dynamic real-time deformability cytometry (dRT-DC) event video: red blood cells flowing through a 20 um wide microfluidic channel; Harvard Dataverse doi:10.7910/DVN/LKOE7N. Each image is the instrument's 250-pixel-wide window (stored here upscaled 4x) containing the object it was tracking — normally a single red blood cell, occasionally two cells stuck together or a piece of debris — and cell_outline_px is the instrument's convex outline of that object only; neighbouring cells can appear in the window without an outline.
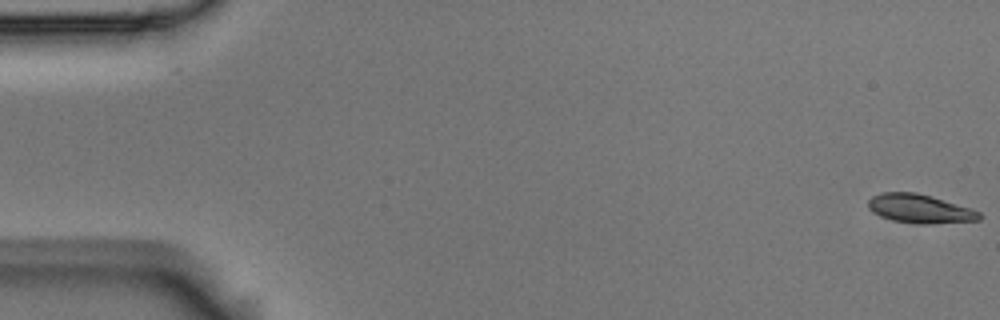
{"species": "Egyptian fruit bat (a non-hibernating species)", "species_latin": "Rousettus aegyptiacus", "temperature_condition": "room temperature", "stored_images_in_passage": 6, "camera_frame_rate_fps": 3000, "um_per_image_px": 0.085, "animal": {"sex": "male"}, "frame": {"image": 1, "passage_image": 1, "time_ms": 0.0, "image_size_px": [1000, 320], "cell_outline_px": [[984, 216], [980, 220], [932, 224], [920, 224], [892, 220], [880, 216], [872, 212], [868, 208], [868, 200], [872, 196], [880, 192], [916, 192], [932, 196], [972, 208], [980, 212]], "centroid_in_image_um": [78.21, 17.74], "position_along_channel_um": 6.8, "area_um2": 18.96}}
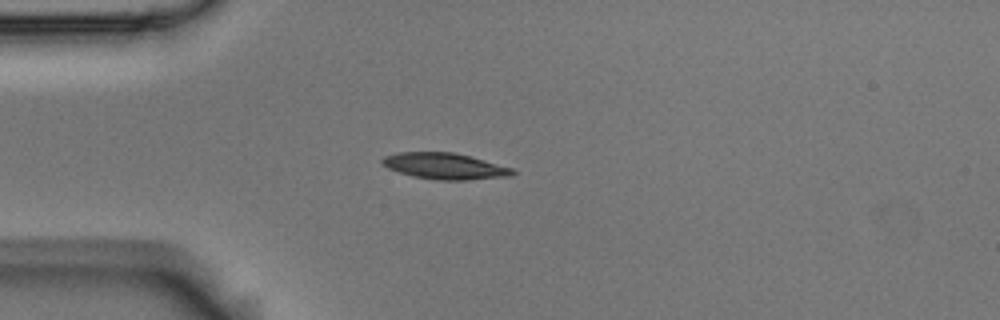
{"frame": {"image": 2, "passage_image": 4, "time_ms": 1.0, "image_size_px": [1000, 320], "cell_outline_px": [[516, 172], [512, 176], [464, 180], [440, 180], [412, 176], [388, 168], [380, 160], [384, 156], [396, 152], [452, 152], [484, 160], [512, 168]], "centroid_in_image_um": [37.79, 14.12], "position_along_channel_um": 47.2, "area_um2": 19.71}}
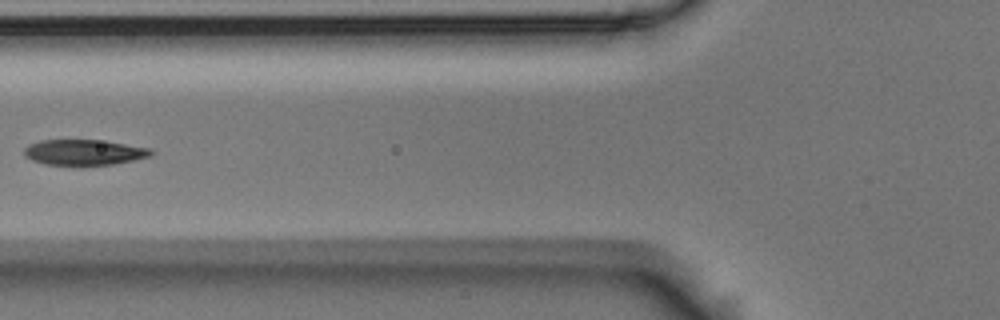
{"frame": {"image": 3, "passage_image": 6, "time_ms": 1.667, "image_size_px": [1000, 320], "cell_outline_px": [[156, 152], [152, 156], [112, 164], [80, 168], [44, 164], [32, 160], [24, 156], [24, 148], [28, 144], [40, 140], [104, 140], [152, 148]], "centroid_in_image_um": [7.15, 12.98], "position_along_channel_um": 118.6, "area_um2": 19.88}}